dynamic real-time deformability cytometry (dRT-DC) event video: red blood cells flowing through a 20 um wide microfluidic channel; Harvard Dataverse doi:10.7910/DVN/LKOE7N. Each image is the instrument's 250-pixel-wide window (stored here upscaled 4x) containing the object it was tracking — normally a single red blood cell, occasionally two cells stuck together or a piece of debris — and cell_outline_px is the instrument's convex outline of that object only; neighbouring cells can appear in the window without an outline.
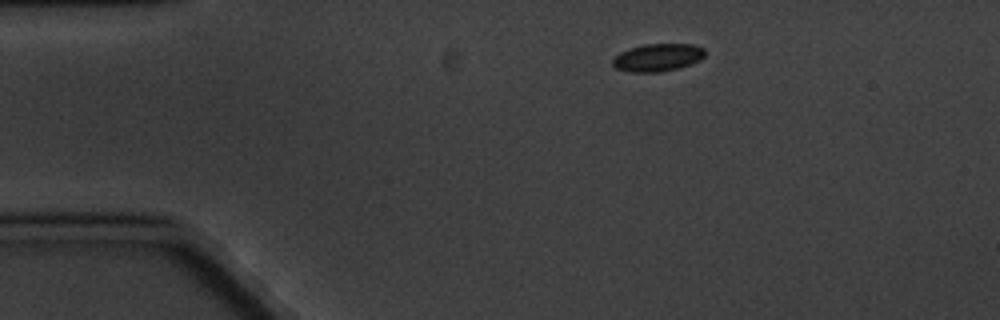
{"species": "common noctule bat (a hibernating species)", "species_latin": "Nyctalus noctula", "temperature_condition": "cold", "stored_images_in_passage": 3, "camera_frame_rate_fps": 3000, "um_per_image_px": 0.085, "animal": {"sex": "male", "body_mass_g": 20.1, "forearm_length_mm": 53.5}, "frame": {"image": 1, "passage_image": 1, "time_ms": 0.0, "image_size_px": [1000, 320], "cell_outline_px": [[704, 56], [700, 60], [676, 68], [660, 72], [632, 72], [616, 68], [612, 64], [612, 60], [620, 52], [644, 44], [692, 44], [704, 48]], "centroid_in_image_um": [55.89, 4.88], "position_along_channel_um": 29.1, "area_um2": 14.62}}